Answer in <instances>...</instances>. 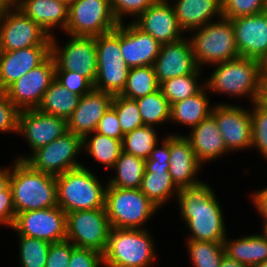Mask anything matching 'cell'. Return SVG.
<instances>
[{
    "instance_id": "cell-1",
    "label": "cell",
    "mask_w": 267,
    "mask_h": 267,
    "mask_svg": "<svg viewBox=\"0 0 267 267\" xmlns=\"http://www.w3.org/2000/svg\"><path fill=\"white\" fill-rule=\"evenodd\" d=\"M215 195L211 186L202 180L196 185L179 189V212L191 232L188 239L223 242L226 238L224 213Z\"/></svg>"
},
{
    "instance_id": "cell-2",
    "label": "cell",
    "mask_w": 267,
    "mask_h": 267,
    "mask_svg": "<svg viewBox=\"0 0 267 267\" xmlns=\"http://www.w3.org/2000/svg\"><path fill=\"white\" fill-rule=\"evenodd\" d=\"M13 163L10 188L16 214L58 206L55 176L35 170L23 160Z\"/></svg>"
},
{
    "instance_id": "cell-3",
    "label": "cell",
    "mask_w": 267,
    "mask_h": 267,
    "mask_svg": "<svg viewBox=\"0 0 267 267\" xmlns=\"http://www.w3.org/2000/svg\"><path fill=\"white\" fill-rule=\"evenodd\" d=\"M57 202L65 213L105 207L107 185L101 184L85 166L69 170L55 177Z\"/></svg>"
},
{
    "instance_id": "cell-4",
    "label": "cell",
    "mask_w": 267,
    "mask_h": 267,
    "mask_svg": "<svg viewBox=\"0 0 267 267\" xmlns=\"http://www.w3.org/2000/svg\"><path fill=\"white\" fill-rule=\"evenodd\" d=\"M154 240L147 229L111 228L105 251V267H150L155 258Z\"/></svg>"
},
{
    "instance_id": "cell-5",
    "label": "cell",
    "mask_w": 267,
    "mask_h": 267,
    "mask_svg": "<svg viewBox=\"0 0 267 267\" xmlns=\"http://www.w3.org/2000/svg\"><path fill=\"white\" fill-rule=\"evenodd\" d=\"M214 66L216 69L205 81L208 90L234 97L249 96L252 103L257 100L261 79L260 61L238 57Z\"/></svg>"
},
{
    "instance_id": "cell-6",
    "label": "cell",
    "mask_w": 267,
    "mask_h": 267,
    "mask_svg": "<svg viewBox=\"0 0 267 267\" xmlns=\"http://www.w3.org/2000/svg\"><path fill=\"white\" fill-rule=\"evenodd\" d=\"M193 31L195 34L189 39L199 69L202 65H214L240 57L230 19L217 17L216 21Z\"/></svg>"
},
{
    "instance_id": "cell-7",
    "label": "cell",
    "mask_w": 267,
    "mask_h": 267,
    "mask_svg": "<svg viewBox=\"0 0 267 267\" xmlns=\"http://www.w3.org/2000/svg\"><path fill=\"white\" fill-rule=\"evenodd\" d=\"M105 211L111 228L146 229L143 226L159 209L140 189L107 186Z\"/></svg>"
},
{
    "instance_id": "cell-8",
    "label": "cell",
    "mask_w": 267,
    "mask_h": 267,
    "mask_svg": "<svg viewBox=\"0 0 267 267\" xmlns=\"http://www.w3.org/2000/svg\"><path fill=\"white\" fill-rule=\"evenodd\" d=\"M97 50V76L94 89L120 95L125 88L130 68L122 57L120 24L111 32L95 37Z\"/></svg>"
},
{
    "instance_id": "cell-9",
    "label": "cell",
    "mask_w": 267,
    "mask_h": 267,
    "mask_svg": "<svg viewBox=\"0 0 267 267\" xmlns=\"http://www.w3.org/2000/svg\"><path fill=\"white\" fill-rule=\"evenodd\" d=\"M51 46V37L10 0H0V51Z\"/></svg>"
},
{
    "instance_id": "cell-10",
    "label": "cell",
    "mask_w": 267,
    "mask_h": 267,
    "mask_svg": "<svg viewBox=\"0 0 267 267\" xmlns=\"http://www.w3.org/2000/svg\"><path fill=\"white\" fill-rule=\"evenodd\" d=\"M81 150H83V138L68 131L48 145L30 153L29 156L17 157V160H23L33 169L56 177L83 166L77 159L75 160Z\"/></svg>"
},
{
    "instance_id": "cell-11",
    "label": "cell",
    "mask_w": 267,
    "mask_h": 267,
    "mask_svg": "<svg viewBox=\"0 0 267 267\" xmlns=\"http://www.w3.org/2000/svg\"><path fill=\"white\" fill-rule=\"evenodd\" d=\"M118 24L110 0H74L69 3V19L64 33L75 37H98L113 31Z\"/></svg>"
},
{
    "instance_id": "cell-12",
    "label": "cell",
    "mask_w": 267,
    "mask_h": 267,
    "mask_svg": "<svg viewBox=\"0 0 267 267\" xmlns=\"http://www.w3.org/2000/svg\"><path fill=\"white\" fill-rule=\"evenodd\" d=\"M111 225L105 208L66 213V240L100 253L106 249Z\"/></svg>"
},
{
    "instance_id": "cell-13",
    "label": "cell",
    "mask_w": 267,
    "mask_h": 267,
    "mask_svg": "<svg viewBox=\"0 0 267 267\" xmlns=\"http://www.w3.org/2000/svg\"><path fill=\"white\" fill-rule=\"evenodd\" d=\"M56 40L53 35L51 37V55L55 60V71L77 72L94 85L97 76L95 37L70 36V40H67L64 47L59 46Z\"/></svg>"
},
{
    "instance_id": "cell-14",
    "label": "cell",
    "mask_w": 267,
    "mask_h": 267,
    "mask_svg": "<svg viewBox=\"0 0 267 267\" xmlns=\"http://www.w3.org/2000/svg\"><path fill=\"white\" fill-rule=\"evenodd\" d=\"M55 60L50 55L42 64L10 85L5 93L8 99L21 111L37 109L43 95L55 80Z\"/></svg>"
},
{
    "instance_id": "cell-15",
    "label": "cell",
    "mask_w": 267,
    "mask_h": 267,
    "mask_svg": "<svg viewBox=\"0 0 267 267\" xmlns=\"http://www.w3.org/2000/svg\"><path fill=\"white\" fill-rule=\"evenodd\" d=\"M12 229L18 235L50 243L66 240V213L58 206L16 214Z\"/></svg>"
},
{
    "instance_id": "cell-16",
    "label": "cell",
    "mask_w": 267,
    "mask_h": 267,
    "mask_svg": "<svg viewBox=\"0 0 267 267\" xmlns=\"http://www.w3.org/2000/svg\"><path fill=\"white\" fill-rule=\"evenodd\" d=\"M217 105V106H216ZM211 114L229 151L252 148V122L250 110L231 104H216Z\"/></svg>"
},
{
    "instance_id": "cell-17",
    "label": "cell",
    "mask_w": 267,
    "mask_h": 267,
    "mask_svg": "<svg viewBox=\"0 0 267 267\" xmlns=\"http://www.w3.org/2000/svg\"><path fill=\"white\" fill-rule=\"evenodd\" d=\"M68 132L67 119L43 113L38 109L21 110L18 133L25 136L32 153Z\"/></svg>"
},
{
    "instance_id": "cell-18",
    "label": "cell",
    "mask_w": 267,
    "mask_h": 267,
    "mask_svg": "<svg viewBox=\"0 0 267 267\" xmlns=\"http://www.w3.org/2000/svg\"><path fill=\"white\" fill-rule=\"evenodd\" d=\"M133 23L144 33L150 34L161 45L184 38L174 8L169 1H156Z\"/></svg>"
},
{
    "instance_id": "cell-19",
    "label": "cell",
    "mask_w": 267,
    "mask_h": 267,
    "mask_svg": "<svg viewBox=\"0 0 267 267\" xmlns=\"http://www.w3.org/2000/svg\"><path fill=\"white\" fill-rule=\"evenodd\" d=\"M240 57L260 61L267 54V10L231 19Z\"/></svg>"
},
{
    "instance_id": "cell-20",
    "label": "cell",
    "mask_w": 267,
    "mask_h": 267,
    "mask_svg": "<svg viewBox=\"0 0 267 267\" xmlns=\"http://www.w3.org/2000/svg\"><path fill=\"white\" fill-rule=\"evenodd\" d=\"M153 67L159 84L195 73L199 68L195 62L190 39L184 37L176 42L163 44Z\"/></svg>"
},
{
    "instance_id": "cell-21",
    "label": "cell",
    "mask_w": 267,
    "mask_h": 267,
    "mask_svg": "<svg viewBox=\"0 0 267 267\" xmlns=\"http://www.w3.org/2000/svg\"><path fill=\"white\" fill-rule=\"evenodd\" d=\"M161 44L150 34L144 33L133 22L120 24V48L129 68L153 66Z\"/></svg>"
},
{
    "instance_id": "cell-22",
    "label": "cell",
    "mask_w": 267,
    "mask_h": 267,
    "mask_svg": "<svg viewBox=\"0 0 267 267\" xmlns=\"http://www.w3.org/2000/svg\"><path fill=\"white\" fill-rule=\"evenodd\" d=\"M50 55L51 46L0 51V90L5 91L23 75L42 64Z\"/></svg>"
},
{
    "instance_id": "cell-23",
    "label": "cell",
    "mask_w": 267,
    "mask_h": 267,
    "mask_svg": "<svg viewBox=\"0 0 267 267\" xmlns=\"http://www.w3.org/2000/svg\"><path fill=\"white\" fill-rule=\"evenodd\" d=\"M113 95L93 89L79 99L78 106L67 119L68 131L84 138L96 131L99 120L111 107Z\"/></svg>"
},
{
    "instance_id": "cell-24",
    "label": "cell",
    "mask_w": 267,
    "mask_h": 267,
    "mask_svg": "<svg viewBox=\"0 0 267 267\" xmlns=\"http://www.w3.org/2000/svg\"><path fill=\"white\" fill-rule=\"evenodd\" d=\"M169 151V173L175 185L181 189L200 183L195 176L202 165L196 158L189 139L183 134L170 133Z\"/></svg>"
},
{
    "instance_id": "cell-25",
    "label": "cell",
    "mask_w": 267,
    "mask_h": 267,
    "mask_svg": "<svg viewBox=\"0 0 267 267\" xmlns=\"http://www.w3.org/2000/svg\"><path fill=\"white\" fill-rule=\"evenodd\" d=\"M27 17L52 37L53 28L65 31L69 19V3L63 0H10ZM52 30V31H51Z\"/></svg>"
},
{
    "instance_id": "cell-26",
    "label": "cell",
    "mask_w": 267,
    "mask_h": 267,
    "mask_svg": "<svg viewBox=\"0 0 267 267\" xmlns=\"http://www.w3.org/2000/svg\"><path fill=\"white\" fill-rule=\"evenodd\" d=\"M186 137L189 139L194 154L201 164L216 160L218 157L230 152L212 114L192 128Z\"/></svg>"
},
{
    "instance_id": "cell-27",
    "label": "cell",
    "mask_w": 267,
    "mask_h": 267,
    "mask_svg": "<svg viewBox=\"0 0 267 267\" xmlns=\"http://www.w3.org/2000/svg\"><path fill=\"white\" fill-rule=\"evenodd\" d=\"M173 3L175 15L184 33L192 34L193 30L212 22L216 15L222 17L221 0H173Z\"/></svg>"
},
{
    "instance_id": "cell-28",
    "label": "cell",
    "mask_w": 267,
    "mask_h": 267,
    "mask_svg": "<svg viewBox=\"0 0 267 267\" xmlns=\"http://www.w3.org/2000/svg\"><path fill=\"white\" fill-rule=\"evenodd\" d=\"M223 241L225 254L247 267L260 264L267 260V239L263 234L242 236ZM231 239V240H230Z\"/></svg>"
},
{
    "instance_id": "cell-29",
    "label": "cell",
    "mask_w": 267,
    "mask_h": 267,
    "mask_svg": "<svg viewBox=\"0 0 267 267\" xmlns=\"http://www.w3.org/2000/svg\"><path fill=\"white\" fill-rule=\"evenodd\" d=\"M205 90H208L206 86L196 95L172 104L170 121L192 129L208 117L213 107L209 104L210 98Z\"/></svg>"
},
{
    "instance_id": "cell-30",
    "label": "cell",
    "mask_w": 267,
    "mask_h": 267,
    "mask_svg": "<svg viewBox=\"0 0 267 267\" xmlns=\"http://www.w3.org/2000/svg\"><path fill=\"white\" fill-rule=\"evenodd\" d=\"M158 208L172 197L179 188L173 182L169 170L145 169L139 188Z\"/></svg>"
},
{
    "instance_id": "cell-31",
    "label": "cell",
    "mask_w": 267,
    "mask_h": 267,
    "mask_svg": "<svg viewBox=\"0 0 267 267\" xmlns=\"http://www.w3.org/2000/svg\"><path fill=\"white\" fill-rule=\"evenodd\" d=\"M81 96L69 91L55 79L43 95L38 110L68 119L78 106Z\"/></svg>"
},
{
    "instance_id": "cell-32",
    "label": "cell",
    "mask_w": 267,
    "mask_h": 267,
    "mask_svg": "<svg viewBox=\"0 0 267 267\" xmlns=\"http://www.w3.org/2000/svg\"><path fill=\"white\" fill-rule=\"evenodd\" d=\"M113 170L116 176L107 182V186L139 189L145 172V160L122 151Z\"/></svg>"
},
{
    "instance_id": "cell-33",
    "label": "cell",
    "mask_w": 267,
    "mask_h": 267,
    "mask_svg": "<svg viewBox=\"0 0 267 267\" xmlns=\"http://www.w3.org/2000/svg\"><path fill=\"white\" fill-rule=\"evenodd\" d=\"M83 149L92 159L94 158L101 165L107 166L108 169H113L123 151L121 140L107 137L97 132L87 134L83 138Z\"/></svg>"
},
{
    "instance_id": "cell-34",
    "label": "cell",
    "mask_w": 267,
    "mask_h": 267,
    "mask_svg": "<svg viewBox=\"0 0 267 267\" xmlns=\"http://www.w3.org/2000/svg\"><path fill=\"white\" fill-rule=\"evenodd\" d=\"M160 89L153 66L130 68L125 88L121 96L136 100L153 94Z\"/></svg>"
},
{
    "instance_id": "cell-35",
    "label": "cell",
    "mask_w": 267,
    "mask_h": 267,
    "mask_svg": "<svg viewBox=\"0 0 267 267\" xmlns=\"http://www.w3.org/2000/svg\"><path fill=\"white\" fill-rule=\"evenodd\" d=\"M136 103L144 125L155 127L170 121L171 106L160 89L153 94L136 99Z\"/></svg>"
},
{
    "instance_id": "cell-36",
    "label": "cell",
    "mask_w": 267,
    "mask_h": 267,
    "mask_svg": "<svg viewBox=\"0 0 267 267\" xmlns=\"http://www.w3.org/2000/svg\"><path fill=\"white\" fill-rule=\"evenodd\" d=\"M201 69H198L195 73H191L184 76L175 77L166 80L160 84V90L167 98L170 106L178 101L192 97L199 93L206 85H202L198 78L200 77Z\"/></svg>"
},
{
    "instance_id": "cell-37",
    "label": "cell",
    "mask_w": 267,
    "mask_h": 267,
    "mask_svg": "<svg viewBox=\"0 0 267 267\" xmlns=\"http://www.w3.org/2000/svg\"><path fill=\"white\" fill-rule=\"evenodd\" d=\"M157 143L158 136L155 127L144 125L124 135L122 148L124 152L146 160Z\"/></svg>"
},
{
    "instance_id": "cell-38",
    "label": "cell",
    "mask_w": 267,
    "mask_h": 267,
    "mask_svg": "<svg viewBox=\"0 0 267 267\" xmlns=\"http://www.w3.org/2000/svg\"><path fill=\"white\" fill-rule=\"evenodd\" d=\"M186 245L193 267H220L225 254L223 242L187 239Z\"/></svg>"
},
{
    "instance_id": "cell-39",
    "label": "cell",
    "mask_w": 267,
    "mask_h": 267,
    "mask_svg": "<svg viewBox=\"0 0 267 267\" xmlns=\"http://www.w3.org/2000/svg\"><path fill=\"white\" fill-rule=\"evenodd\" d=\"M19 236V262L21 267H45L50 242L29 236Z\"/></svg>"
},
{
    "instance_id": "cell-40",
    "label": "cell",
    "mask_w": 267,
    "mask_h": 267,
    "mask_svg": "<svg viewBox=\"0 0 267 267\" xmlns=\"http://www.w3.org/2000/svg\"><path fill=\"white\" fill-rule=\"evenodd\" d=\"M111 106L116 111L121 130L124 134L144 126L136 100L115 95Z\"/></svg>"
},
{
    "instance_id": "cell-41",
    "label": "cell",
    "mask_w": 267,
    "mask_h": 267,
    "mask_svg": "<svg viewBox=\"0 0 267 267\" xmlns=\"http://www.w3.org/2000/svg\"><path fill=\"white\" fill-rule=\"evenodd\" d=\"M250 110L252 122V147L260 151L264 159H267V108L252 103Z\"/></svg>"
},
{
    "instance_id": "cell-42",
    "label": "cell",
    "mask_w": 267,
    "mask_h": 267,
    "mask_svg": "<svg viewBox=\"0 0 267 267\" xmlns=\"http://www.w3.org/2000/svg\"><path fill=\"white\" fill-rule=\"evenodd\" d=\"M267 10L266 0H221L222 17L235 19Z\"/></svg>"
},
{
    "instance_id": "cell-43",
    "label": "cell",
    "mask_w": 267,
    "mask_h": 267,
    "mask_svg": "<svg viewBox=\"0 0 267 267\" xmlns=\"http://www.w3.org/2000/svg\"><path fill=\"white\" fill-rule=\"evenodd\" d=\"M156 0H110L111 9L116 21L121 24L123 16H133L137 19Z\"/></svg>"
},
{
    "instance_id": "cell-44",
    "label": "cell",
    "mask_w": 267,
    "mask_h": 267,
    "mask_svg": "<svg viewBox=\"0 0 267 267\" xmlns=\"http://www.w3.org/2000/svg\"><path fill=\"white\" fill-rule=\"evenodd\" d=\"M55 79L63 87L79 96H83L94 89V85L77 72L55 71Z\"/></svg>"
},
{
    "instance_id": "cell-45",
    "label": "cell",
    "mask_w": 267,
    "mask_h": 267,
    "mask_svg": "<svg viewBox=\"0 0 267 267\" xmlns=\"http://www.w3.org/2000/svg\"><path fill=\"white\" fill-rule=\"evenodd\" d=\"M19 112L5 91L0 90V132L18 133Z\"/></svg>"
},
{
    "instance_id": "cell-46",
    "label": "cell",
    "mask_w": 267,
    "mask_h": 267,
    "mask_svg": "<svg viewBox=\"0 0 267 267\" xmlns=\"http://www.w3.org/2000/svg\"><path fill=\"white\" fill-rule=\"evenodd\" d=\"M75 246L68 240L51 243L45 267H68Z\"/></svg>"
},
{
    "instance_id": "cell-47",
    "label": "cell",
    "mask_w": 267,
    "mask_h": 267,
    "mask_svg": "<svg viewBox=\"0 0 267 267\" xmlns=\"http://www.w3.org/2000/svg\"><path fill=\"white\" fill-rule=\"evenodd\" d=\"M100 265L104 266L102 253L89 248L75 247L68 267H100Z\"/></svg>"
},
{
    "instance_id": "cell-48",
    "label": "cell",
    "mask_w": 267,
    "mask_h": 267,
    "mask_svg": "<svg viewBox=\"0 0 267 267\" xmlns=\"http://www.w3.org/2000/svg\"><path fill=\"white\" fill-rule=\"evenodd\" d=\"M97 133L118 140H123L124 133L121 130L118 116L115 109L111 106L99 120Z\"/></svg>"
},
{
    "instance_id": "cell-49",
    "label": "cell",
    "mask_w": 267,
    "mask_h": 267,
    "mask_svg": "<svg viewBox=\"0 0 267 267\" xmlns=\"http://www.w3.org/2000/svg\"><path fill=\"white\" fill-rule=\"evenodd\" d=\"M154 146L149 158L145 160V169L169 170L170 151H169V135L164 137L161 147Z\"/></svg>"
},
{
    "instance_id": "cell-50",
    "label": "cell",
    "mask_w": 267,
    "mask_h": 267,
    "mask_svg": "<svg viewBox=\"0 0 267 267\" xmlns=\"http://www.w3.org/2000/svg\"><path fill=\"white\" fill-rule=\"evenodd\" d=\"M16 217V212L13 204V197L10 185L3 191V196H0V225L12 228Z\"/></svg>"
},
{
    "instance_id": "cell-51",
    "label": "cell",
    "mask_w": 267,
    "mask_h": 267,
    "mask_svg": "<svg viewBox=\"0 0 267 267\" xmlns=\"http://www.w3.org/2000/svg\"><path fill=\"white\" fill-rule=\"evenodd\" d=\"M251 197L253 200V205L255 206L257 212L264 219L267 220V187L256 191Z\"/></svg>"
},
{
    "instance_id": "cell-52",
    "label": "cell",
    "mask_w": 267,
    "mask_h": 267,
    "mask_svg": "<svg viewBox=\"0 0 267 267\" xmlns=\"http://www.w3.org/2000/svg\"><path fill=\"white\" fill-rule=\"evenodd\" d=\"M11 168H0V196H3V191L10 185Z\"/></svg>"
},
{
    "instance_id": "cell-53",
    "label": "cell",
    "mask_w": 267,
    "mask_h": 267,
    "mask_svg": "<svg viewBox=\"0 0 267 267\" xmlns=\"http://www.w3.org/2000/svg\"><path fill=\"white\" fill-rule=\"evenodd\" d=\"M256 102L267 108V79H260L259 93Z\"/></svg>"
},
{
    "instance_id": "cell-54",
    "label": "cell",
    "mask_w": 267,
    "mask_h": 267,
    "mask_svg": "<svg viewBox=\"0 0 267 267\" xmlns=\"http://www.w3.org/2000/svg\"><path fill=\"white\" fill-rule=\"evenodd\" d=\"M220 267H247L244 264L239 263L235 259L229 258L226 254L222 257Z\"/></svg>"
},
{
    "instance_id": "cell-55",
    "label": "cell",
    "mask_w": 267,
    "mask_h": 267,
    "mask_svg": "<svg viewBox=\"0 0 267 267\" xmlns=\"http://www.w3.org/2000/svg\"><path fill=\"white\" fill-rule=\"evenodd\" d=\"M261 79H267V54L260 60Z\"/></svg>"
},
{
    "instance_id": "cell-56",
    "label": "cell",
    "mask_w": 267,
    "mask_h": 267,
    "mask_svg": "<svg viewBox=\"0 0 267 267\" xmlns=\"http://www.w3.org/2000/svg\"><path fill=\"white\" fill-rule=\"evenodd\" d=\"M262 227H263V235L265 236V238L267 239V220H265L264 222H263V225H262Z\"/></svg>"
},
{
    "instance_id": "cell-57",
    "label": "cell",
    "mask_w": 267,
    "mask_h": 267,
    "mask_svg": "<svg viewBox=\"0 0 267 267\" xmlns=\"http://www.w3.org/2000/svg\"><path fill=\"white\" fill-rule=\"evenodd\" d=\"M252 267H267V260L262 262V263H260V264L254 265Z\"/></svg>"
},
{
    "instance_id": "cell-58",
    "label": "cell",
    "mask_w": 267,
    "mask_h": 267,
    "mask_svg": "<svg viewBox=\"0 0 267 267\" xmlns=\"http://www.w3.org/2000/svg\"><path fill=\"white\" fill-rule=\"evenodd\" d=\"M63 1H66L67 3H71L74 0H63Z\"/></svg>"
}]
</instances>
